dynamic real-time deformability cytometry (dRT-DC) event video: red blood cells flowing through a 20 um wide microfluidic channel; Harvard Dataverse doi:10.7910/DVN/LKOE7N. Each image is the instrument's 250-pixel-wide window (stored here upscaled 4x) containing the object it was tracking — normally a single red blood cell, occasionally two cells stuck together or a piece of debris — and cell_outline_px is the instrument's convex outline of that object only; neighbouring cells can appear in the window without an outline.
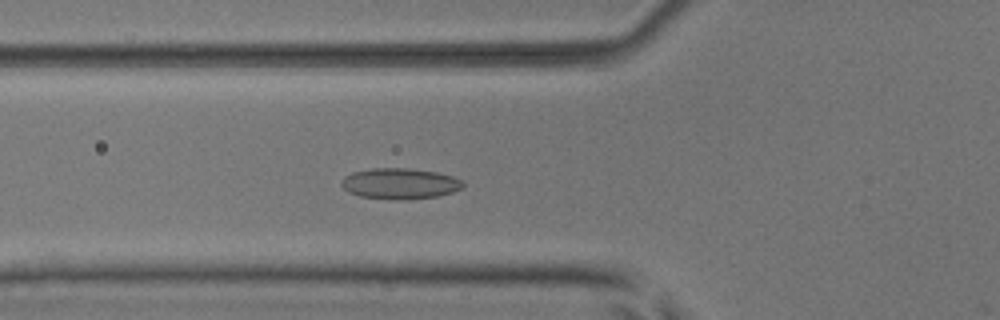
{"species": "common noctule bat (a hibernating species)", "species_latin": "Nyctalus noctula", "temperature_condition": "room temperature", "stored_images_in_passage": 52, "camera_frame_rate_fps": 3000, "um_per_image_px": 0.085, "animal": {"sex": "male", "body_mass_g": 17.9, "forearm_length_mm": 54.2}, "frame": {"image": 1, "passage_image": 19, "time_ms": 6.0, "image_size_px": [1000, 320], "cell_outline_px": [[464, 184], [460, 188], [452, 192], [436, 196], [400, 200], [396, 200], [360, 196], [348, 192], [340, 184], [344, 176], [352, 172], [372, 168], [408, 168], [436, 172], [452, 176], [464, 180]], "centroid_in_image_um": [33.97, 15.6], "position_along_channel_um": 91.8, "area_um2": 21.79}}
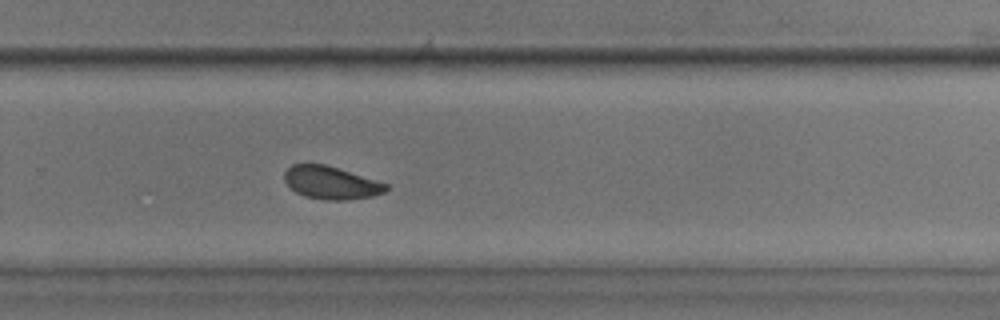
{"frame": {"image": 2, "passage_image": 35, "time_ms": 11.333, "image_size_px": [1000, 320], "cell_outline_px": [[388, 188], [384, 192], [372, 196], [348, 200], [324, 200], [304, 196], [296, 192], [284, 180], [284, 172], [292, 164], [324, 164], [388, 184]], "centroid_in_image_um": [28.12, 15.54], "position_along_channel_um": 301.7, "area_um2": 19.19}}
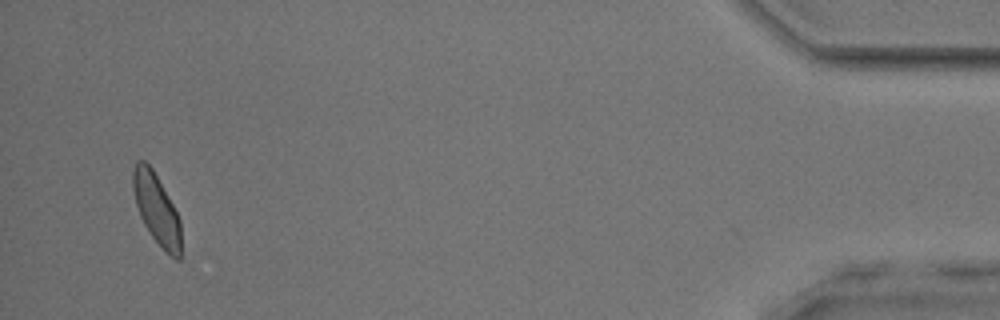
{"frame": {"image": 3, "passage_image": 50, "time_ms": 16.333, "image_size_px": [1000, 320], "cell_outline_px": [[180, 260], [176, 260], [168, 256], [152, 236], [144, 224], [140, 216], [136, 204], [132, 188], [132, 172], [136, 160], [144, 160], [152, 168], [168, 196], [180, 220]], "centroid_in_image_um": [13.29, 17.78], "position_along_channel_um": 421.9, "area_um2": 19.65}, "authors_computed_cell_mechanics": {"area_um2": 20.3167, "velocity_mm_per_s": 3.9471, "shape_relaxation_time_tau1_ms": 4.1781, "shape_relaxation_time_tau2_ms": 1.6241, "deformation_change_tau1": 0.102, "deformation_change_tau2": 0.0668}}